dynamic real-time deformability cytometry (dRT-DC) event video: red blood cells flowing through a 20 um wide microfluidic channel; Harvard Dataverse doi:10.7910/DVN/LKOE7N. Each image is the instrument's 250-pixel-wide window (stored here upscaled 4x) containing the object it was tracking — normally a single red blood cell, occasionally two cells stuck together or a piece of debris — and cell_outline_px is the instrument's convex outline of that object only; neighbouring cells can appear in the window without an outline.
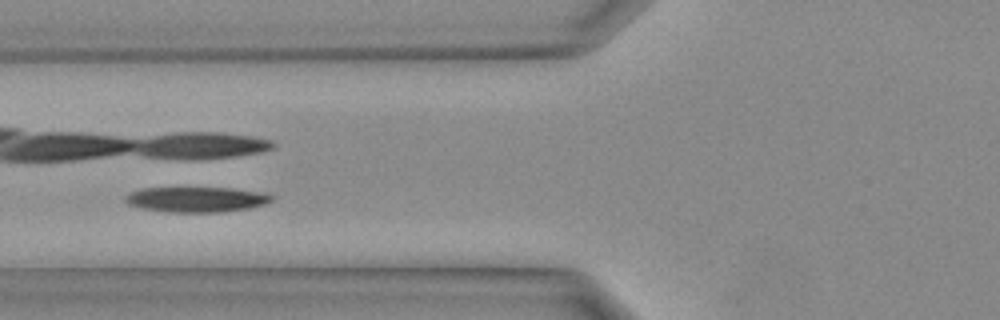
{"species": "Egyptian fruit bat (a non-hibernating species)", "species_latin": "Rousettus aegyptiacus", "temperature_condition": "warm", "stored_images_in_passage": 23, "camera_frame_rate_fps": 3000, "um_per_image_px": 0.085, "animal": {"sex": "female"}, "frame": {"image": 1, "passage_image": 4, "time_ms": 1.0, "image_size_px": [1000, 320], "cell_outline_px": [[272, 200], [264, 204], [248, 208], [224, 212], [164, 212], [140, 208], [128, 204], [124, 200], [124, 196], [132, 192], [144, 188], [228, 188], [256, 192], [272, 196]], "centroid_in_image_um": [16.61, 16.96], "position_along_channel_um": 109.2, "area_um2": 21.27}}
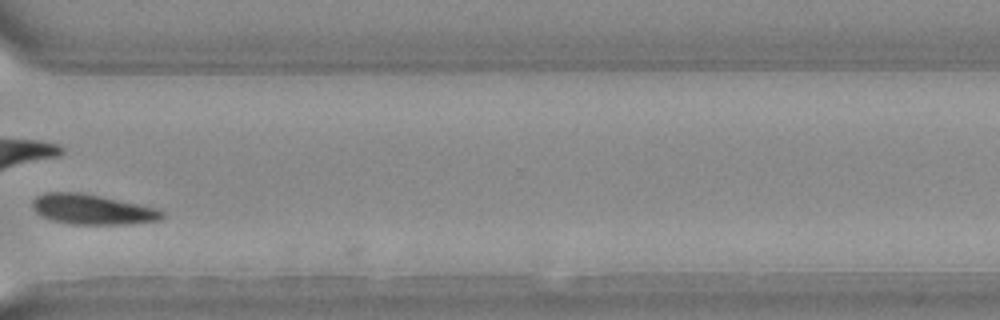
{"frame": {"image": 2, "passage_image": 17, "time_ms": 5.333, "image_size_px": [1000, 320], "cell_outline_px": [[164, 216], [160, 220], [128, 224], [72, 224], [52, 220], [40, 216], [32, 208], [32, 200], [36, 196], [48, 192], [72, 192], [96, 196], [160, 208], [164, 212]], "centroid_in_image_um": [7.84, 17.81], "position_along_channel_um": 362.8, "area_um2": 22.54}}